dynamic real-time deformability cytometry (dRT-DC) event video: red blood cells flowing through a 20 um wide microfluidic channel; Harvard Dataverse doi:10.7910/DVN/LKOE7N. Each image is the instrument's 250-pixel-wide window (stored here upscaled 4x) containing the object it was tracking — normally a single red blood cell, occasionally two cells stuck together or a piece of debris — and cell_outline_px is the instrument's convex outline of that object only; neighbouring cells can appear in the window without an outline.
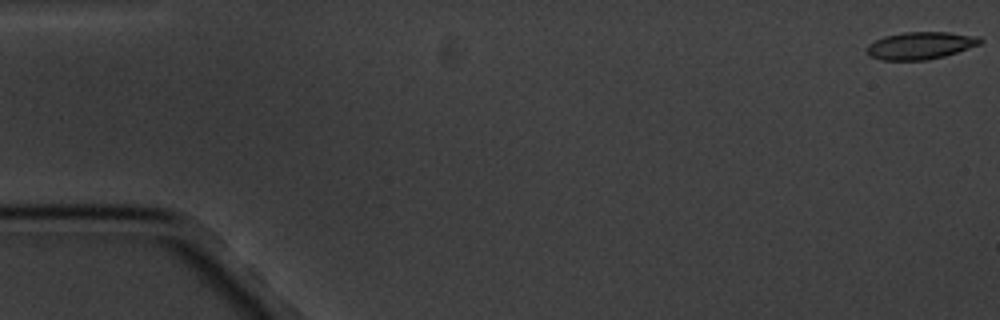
{"species": "common noctule bat (a hibernating species)", "species_latin": "Nyctalus noctula", "temperature_condition": "cold", "stored_images_in_passage": 10, "camera_frame_rate_fps": 3000, "um_per_image_px": 0.085, "animal": {"sex": "male", "body_mass_g": 20.1, "forearm_length_mm": 53.5}, "frame": {"image": 1, "passage_image": 1, "time_ms": 0.0, "image_size_px": [1000, 320], "cell_outline_px": [[984, 40], [980, 44], [944, 56], [928, 60], [880, 60], [872, 56], [864, 48], [868, 44], [884, 36], [904, 32], [948, 32], [980, 36]], "centroid_in_image_um": [78.25, 3.86], "position_along_channel_um": 6.8, "area_um2": 18.09}}
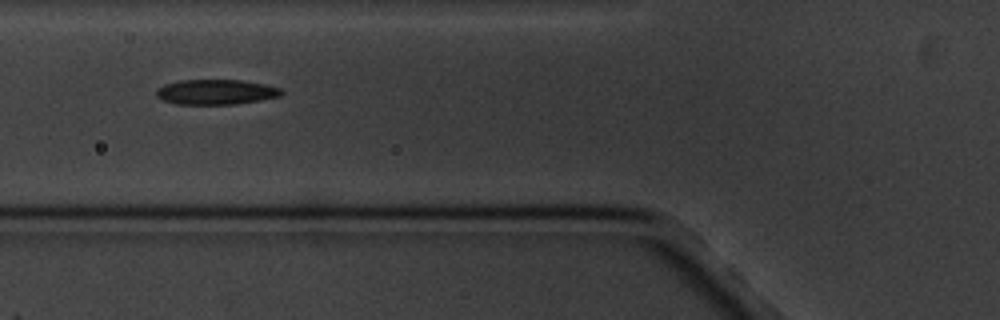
{"frame": {"image": 2, "passage_image": 7, "time_ms": 7.0, "image_size_px": [1000, 320], "cell_outline_px": [[284, 92], [280, 96], [260, 100], [236, 104], [176, 104], [164, 100], [156, 96], [156, 88], [164, 84], [176, 80], [240, 80], [264, 84], [280, 88]], "centroid_in_image_um": [18.33, 7.81], "position_along_channel_um": 107.5, "area_um2": 18.32}}
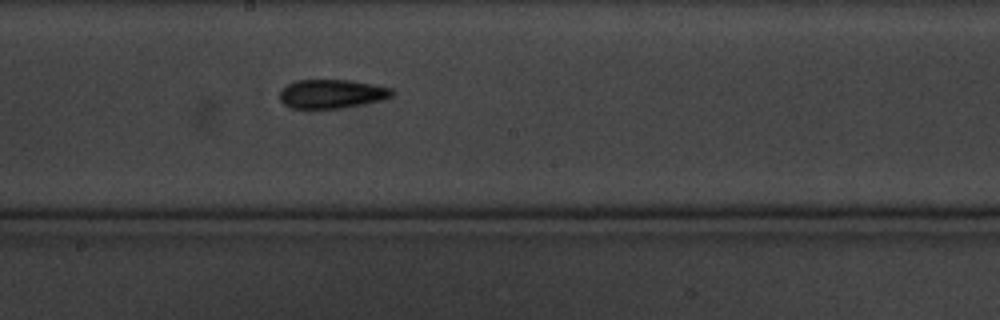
{"frame": {"image": 3, "passage_image": 10, "time_ms": 10.333, "image_size_px": [1000, 320], "cell_outline_px": [[396, 92], [392, 96], [380, 100], [364, 104], [340, 108], [288, 108], [280, 100], [280, 92], [288, 84], [296, 80], [352, 80], [392, 88]], "centroid_in_image_um": [28.21, 7.97], "position_along_channel_um": 220.0, "area_um2": 18.9}}